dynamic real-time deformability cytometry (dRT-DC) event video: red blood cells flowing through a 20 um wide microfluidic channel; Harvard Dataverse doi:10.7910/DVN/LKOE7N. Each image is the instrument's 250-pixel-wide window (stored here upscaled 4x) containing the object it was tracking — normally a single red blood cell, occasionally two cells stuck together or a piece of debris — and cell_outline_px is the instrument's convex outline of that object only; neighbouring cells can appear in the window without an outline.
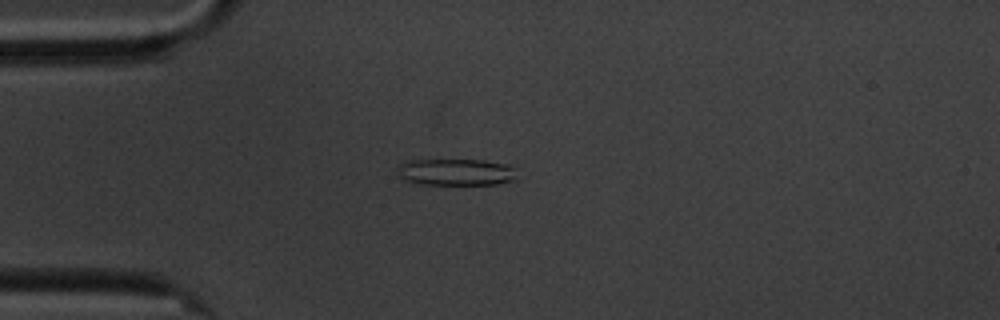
{"species": "common noctule bat (a hibernating species)", "species_latin": "Nyctalus noctula", "temperature_condition": "cold", "stored_images_in_passage": 59, "camera_frame_rate_fps": 3000, "um_per_image_px": 0.085, "animal": {"sex": "male", "body_mass_g": 20.1, "forearm_length_mm": 53.5}, "frame": {"image": 1, "passage_image": 15, "time_ms": 4.667, "image_size_px": [1000, 320], "cell_outline_px": [[516, 180], [496, 184], [408, 184], [396, 176], [396, 172], [400, 164], [404, 160], [484, 160], [508, 164], [516, 168]], "centroid_in_image_um": [38.7, 14.63], "position_along_channel_um": 46.3, "area_um2": 19.19}}
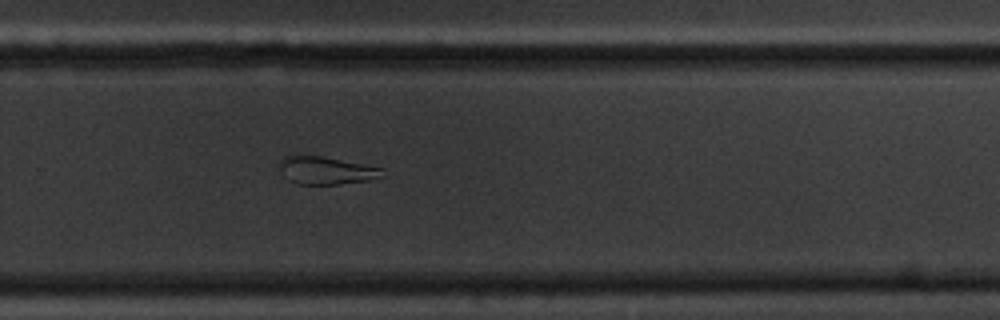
{"frame": {"image": 2, "passage_image": 39, "time_ms": 12.667, "image_size_px": [1000, 320], "cell_outline_px": [[384, 176], [368, 180], [340, 184], [296, 184], [288, 180], [284, 176], [280, 168], [280, 160], [284, 156], [292, 152], [324, 156], [384, 168]], "centroid_in_image_um": [27.67, 14.45], "position_along_channel_um": 302.1, "area_um2": 17.22}}
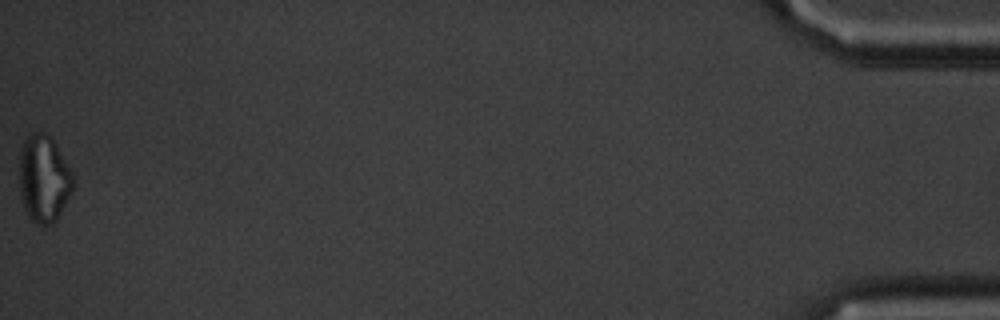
{"frame": {"image": 3, "passage_image": 59, "time_ms": 19.333, "image_size_px": [1000, 320], "cell_outline_px": [[76, 180], [72, 192], [56, 220], [52, 224], [44, 228], [36, 224], [28, 216], [24, 208], [20, 196], [20, 152], [24, 140], [32, 132], [44, 132], [52, 136], [76, 176]], "centroid_in_image_um": [3.76, 15.19], "position_along_channel_um": 431.4, "area_um2": 28.09}, "authors_computed_cell_mechanics": {"area_um2": 20.808, "velocity_mm_per_s": 3.4052, "shape_relaxation_time_tau1_ms": null, "shape_relaxation_time_tau2_ms": 9.0283, "deformation_change_tau1": null, "deformation_change_tau2": 0.2015}}